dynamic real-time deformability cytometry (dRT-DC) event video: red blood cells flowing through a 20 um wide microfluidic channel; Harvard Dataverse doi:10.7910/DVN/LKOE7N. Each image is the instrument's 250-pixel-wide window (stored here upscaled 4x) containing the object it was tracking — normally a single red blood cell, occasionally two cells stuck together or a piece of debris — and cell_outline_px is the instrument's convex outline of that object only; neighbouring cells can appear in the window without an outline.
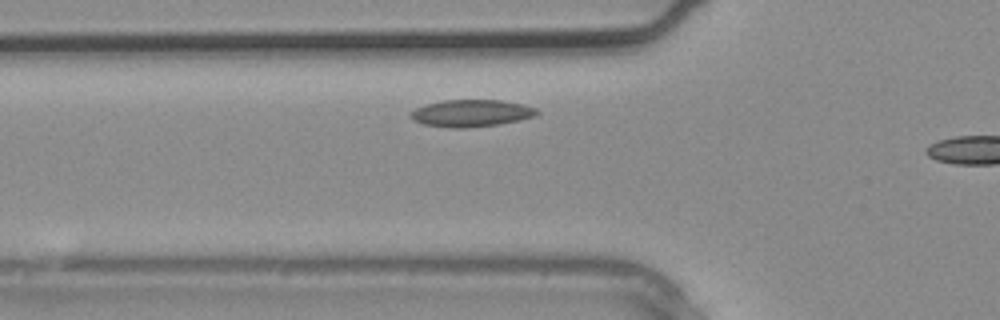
{"species": "common noctule bat (a hibernating species)", "species_latin": "Nyctalus noctula", "temperature_condition": "warm", "stored_images_in_passage": 5, "camera_frame_rate_fps": 3000, "um_per_image_px": 0.085, "animal": {"sex": "male", "body_mass_g": 20.4}, "frame": {"image": 1, "passage_image": 4, "time_ms": 1.0, "image_size_px": [1000, 320], "cell_outline_px": [[540, 112], [536, 116], [520, 120], [500, 124], [468, 128], [452, 128], [424, 124], [412, 120], [408, 116], [408, 112], [424, 104], [440, 100], [500, 100], [524, 104], [536, 108]], "centroid_in_image_um": [40.03, 9.62], "position_along_channel_um": 85.8, "area_um2": 20.29}}